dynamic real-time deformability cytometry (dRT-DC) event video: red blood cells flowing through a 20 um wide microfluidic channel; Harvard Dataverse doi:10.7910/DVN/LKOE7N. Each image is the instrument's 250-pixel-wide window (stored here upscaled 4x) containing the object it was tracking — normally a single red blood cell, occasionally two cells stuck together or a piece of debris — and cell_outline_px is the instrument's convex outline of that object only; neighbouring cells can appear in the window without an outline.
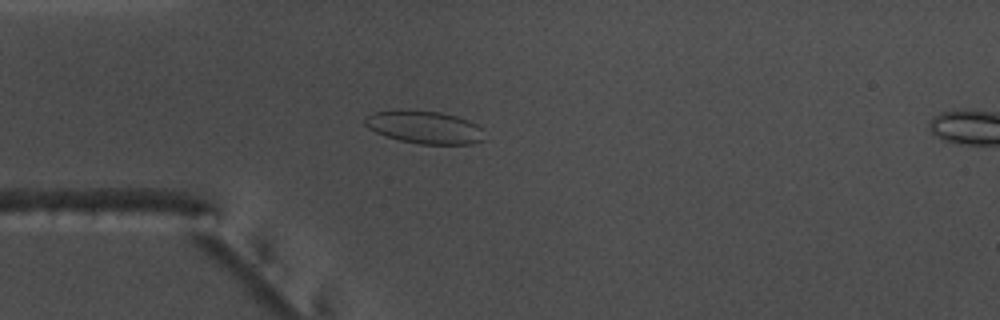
{"species": "common noctule bat (a hibernating species)", "species_latin": "Nyctalus noctula", "temperature_condition": "warm", "stored_images_in_passage": 54, "camera_frame_rate_fps": 3000, "um_per_image_px": 0.085, "animal": {"sex": "male", "body_mass_g": 17.5, "forearm_length_mm": 52.3}, "frame": {"image": 1, "passage_image": 14, "time_ms": 4.333, "image_size_px": [1000, 320], "cell_outline_px": [[484, 140], [472, 144], [420, 144], [400, 140], [376, 132], [368, 128], [364, 124], [364, 116], [376, 112], [440, 112], [456, 116], [468, 120], [476, 124], [480, 128]], "centroid_in_image_um": [36.11, 10.85], "position_along_channel_um": 48.9, "area_um2": 22.02}}
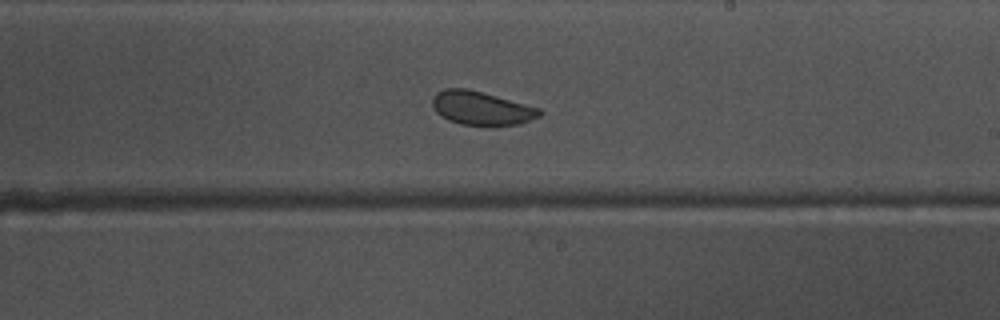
{"frame": {"image": 2, "passage_image": 31, "time_ms": 10.0, "image_size_px": [1000, 320], "cell_outline_px": [[544, 112], [540, 116], [520, 124], [460, 124], [448, 120], [440, 116], [432, 108], [432, 96], [436, 92], [444, 88], [468, 88], [540, 108]], "centroid_in_image_um": [40.88, 9.17], "position_along_channel_um": 248.1, "area_um2": 20.92}}
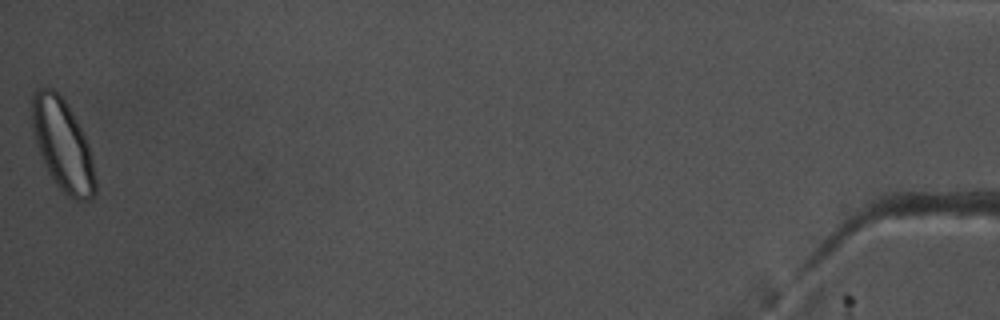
{"frame": {"image": 3, "passage_image": 54, "time_ms": 17.667, "image_size_px": [1000, 320], "cell_outline_px": [[96, 192], [88, 200], [76, 200], [68, 196], [56, 184], [48, 172], [44, 164], [32, 128], [32, 96], [36, 88], [52, 88], [68, 104], [88, 144], [92, 156], [96, 180]], "centroid_in_image_um": [5.33, 12.33], "position_along_channel_um": 429.9, "area_um2": 33.35}, "authors_computed_cell_mechanics": {"area_um2": 23.3801, "velocity_mm_per_s": 3.707, "shape_relaxation_time_tau1_ms": null, "shape_relaxation_time_tau2_ms": 0.7182, "deformation_change_tau1": null, "deformation_change_tau2": 0.0539}}